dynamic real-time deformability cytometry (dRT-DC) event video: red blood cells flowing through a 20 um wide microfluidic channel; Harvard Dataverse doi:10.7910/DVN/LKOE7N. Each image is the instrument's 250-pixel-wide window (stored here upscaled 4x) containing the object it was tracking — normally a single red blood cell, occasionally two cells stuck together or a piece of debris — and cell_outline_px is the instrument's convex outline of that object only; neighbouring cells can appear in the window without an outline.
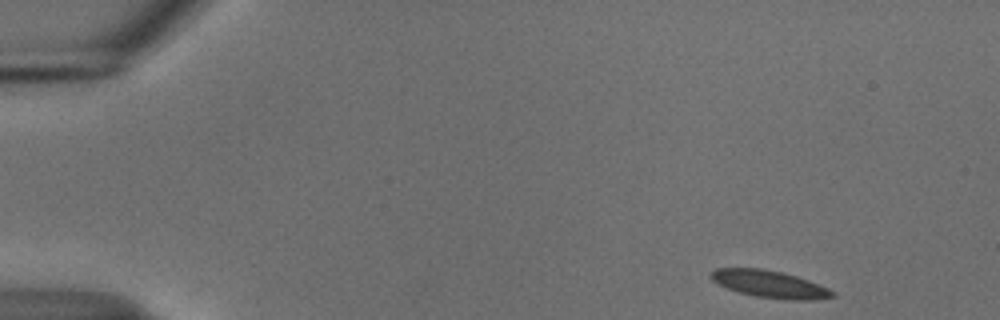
{"species": "common noctule bat (a hibernating species)", "species_latin": "Nyctalus noctula", "temperature_condition": "cold", "stored_images_in_passage": 50, "camera_frame_rate_fps": 3000, "um_per_image_px": 0.085, "animal": {"sex": "male", "body_mass_g": 18.8}, "frame": {"image": 1, "passage_image": 1, "time_ms": 0.0, "image_size_px": [1000, 320], "cell_outline_px": [[836, 296], [812, 300], [792, 300], [756, 296], [740, 292], [716, 284], [708, 276], [716, 268], [764, 268], [784, 272], [820, 284], [836, 292]], "centroid_in_image_um": [65.44, 24.14], "position_along_channel_um": 19.6, "area_um2": 19.36}}
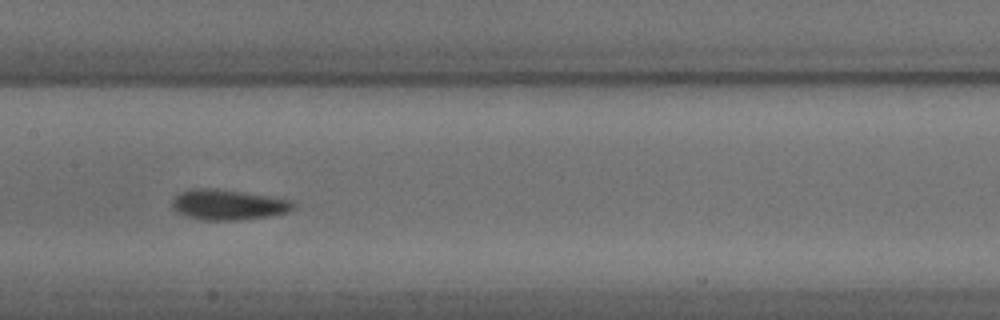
{"frame": {"image": 2, "passage_image": 23, "time_ms": 7.333, "image_size_px": [1000, 320], "cell_outline_px": [[296, 204], [288, 212], [268, 216], [236, 220], [204, 220], [188, 216], [176, 212], [172, 208], [172, 204], [176, 196], [180, 192], [192, 188], [216, 188], [268, 196], [292, 200]], "centroid_in_image_um": [19.38, 17.39], "position_along_channel_um": 188.0, "area_um2": 21.27}}
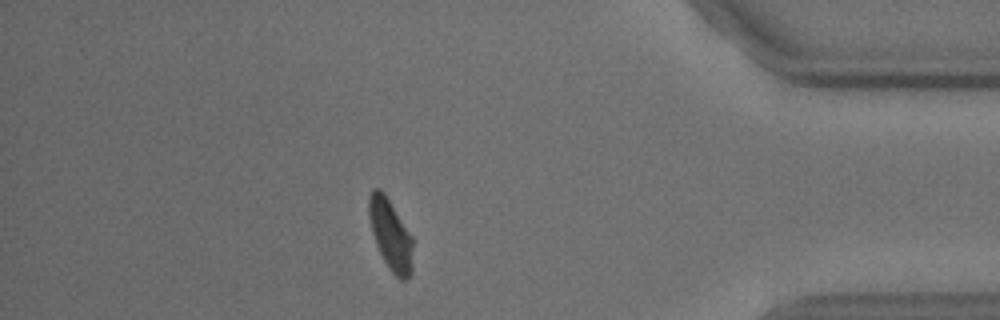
{"frame": {"image": 3, "passage_image": 43, "time_ms": 14.0, "image_size_px": [1000, 320], "cell_outline_px": [[412, 276], [408, 280], [400, 280], [388, 268], [376, 244], [372, 232], [368, 216], [368, 200], [372, 188], [380, 188], [384, 192], [412, 236]], "centroid_in_image_um": [33.2, 19.96], "position_along_channel_um": 402.0, "area_um2": 18.26}, "authors_computed_cell_mechanics": {"area_um2": 19.3341, "velocity_mm_per_s": 3.7179, "shape_relaxation_time_tau1_ms": 2.9196, "shape_relaxation_time_tau2_ms": 4.387, "deformation_change_tau1": 0.1109, "deformation_change_tau2": 0.0879}}